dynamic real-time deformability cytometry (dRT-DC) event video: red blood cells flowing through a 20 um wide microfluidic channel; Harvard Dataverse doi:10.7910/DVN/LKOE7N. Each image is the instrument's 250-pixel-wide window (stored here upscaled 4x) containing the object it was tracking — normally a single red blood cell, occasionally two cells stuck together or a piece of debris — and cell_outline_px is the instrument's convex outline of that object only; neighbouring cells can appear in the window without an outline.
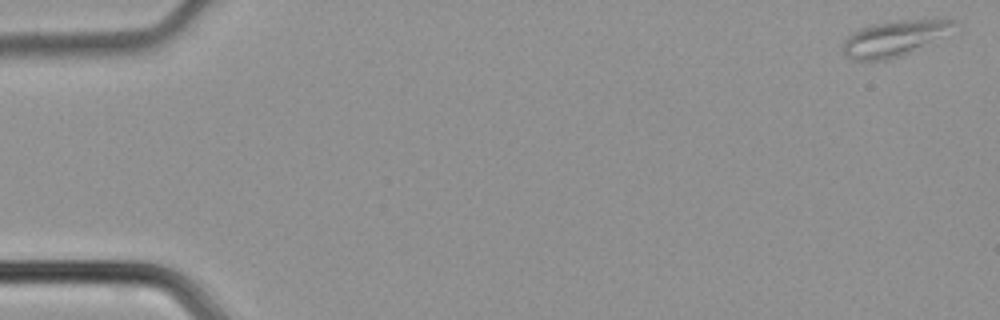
{"species": "common noctule bat (a hibernating species)", "species_latin": "Nyctalus noctula", "temperature_condition": "cold", "stored_images_in_passage": 46, "camera_frame_rate_fps": 3000, "um_per_image_px": 0.085, "animal": {"sex": "male", "body_mass_g": 21.5, "forearm_length_mm": 52.0}, "frame": {"image": 1, "passage_image": 1, "time_ms": 0.0, "image_size_px": [1000, 320], "cell_outline_px": [[956, 24], [904, 56], [888, 60], [852, 60], [844, 56], [844, 40], [852, 32], [860, 28], [872, 24], [900, 20], [952, 20]], "centroid_in_image_um": [75.83, 3.29], "position_along_channel_um": 9.2, "area_um2": 22.02}}
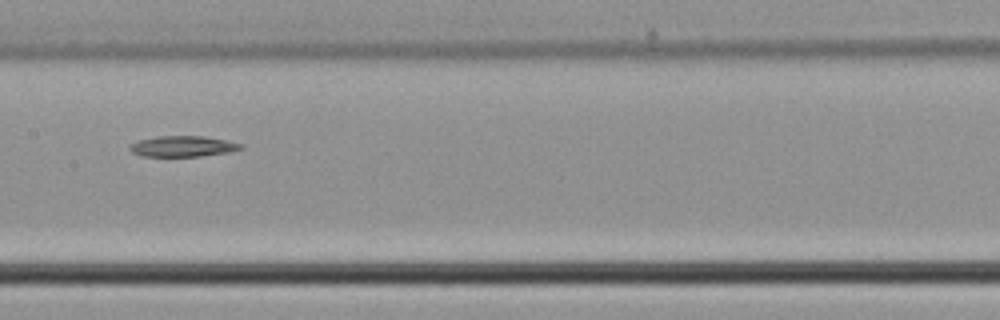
{"frame": {"image": 2, "passage_image": 23, "time_ms": 7.333, "image_size_px": [1000, 320], "cell_outline_px": [[244, 148], [228, 152], [200, 156], [140, 156], [132, 152], [128, 148], [132, 144], [140, 140], [156, 136], [204, 136], [228, 140], [240, 144]], "centroid_in_image_um": [15.54, 12.43], "position_along_channel_um": 191.9, "area_um2": 13.35}}
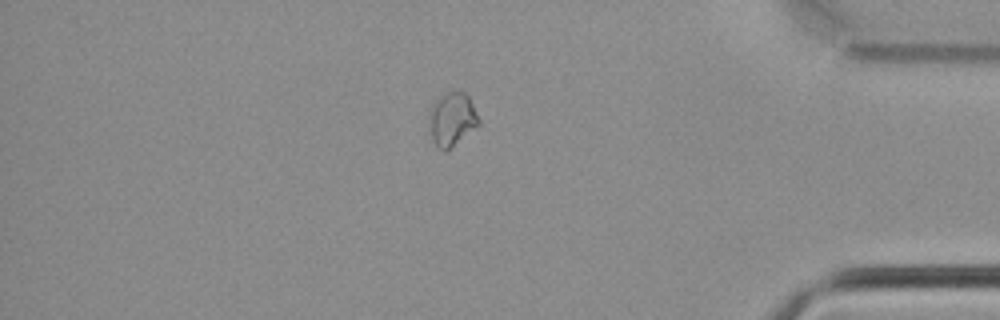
{"frame": {"image": 3, "passage_image": 39, "time_ms": 12.667, "image_size_px": [1000, 320], "cell_outline_px": [[480, 124], [444, 152], [432, 140], [428, 132], [428, 112], [432, 104], [440, 96], [448, 92], [464, 92], [468, 96], [480, 120]], "centroid_in_image_um": [38.37, 10.13], "position_along_channel_um": 396.8, "area_um2": 15.43}}